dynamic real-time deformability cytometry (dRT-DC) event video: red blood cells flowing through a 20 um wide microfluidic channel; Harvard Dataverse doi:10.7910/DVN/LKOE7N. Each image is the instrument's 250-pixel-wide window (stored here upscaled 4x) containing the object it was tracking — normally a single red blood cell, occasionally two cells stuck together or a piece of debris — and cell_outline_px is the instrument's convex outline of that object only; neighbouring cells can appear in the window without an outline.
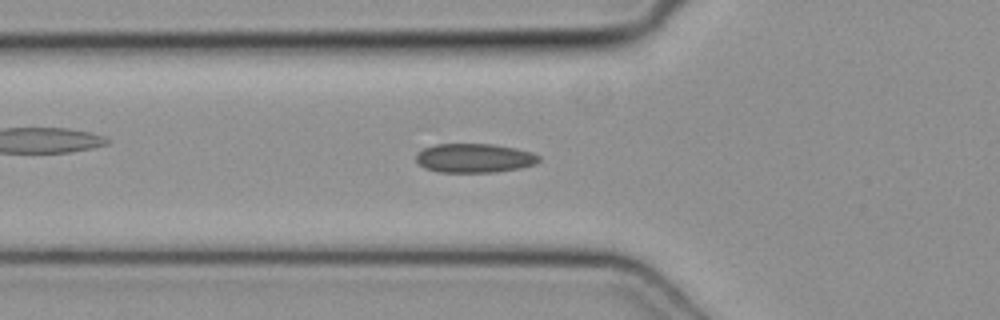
{"species": "common noctule bat (a hibernating species)", "species_latin": "Nyctalus noctula", "temperature_condition": "cold", "stored_images_in_passage": 37, "camera_frame_rate_fps": 3000, "um_per_image_px": 0.085, "animal": {"sex": "female", "body_mass_g": 19.3, "forearm_length_mm": 54.1}, "frame": {"image": 1, "passage_image": 9, "time_ms": 2.667, "image_size_px": [1000, 320], "cell_outline_px": [[540, 160], [536, 164], [520, 168], [496, 172], [436, 172], [424, 168], [416, 160], [416, 152], [424, 148], [436, 144], [492, 144], [516, 148], [532, 152], [540, 156]], "centroid_in_image_um": [40.32, 13.44], "position_along_channel_um": 85.5, "area_um2": 20.98}}
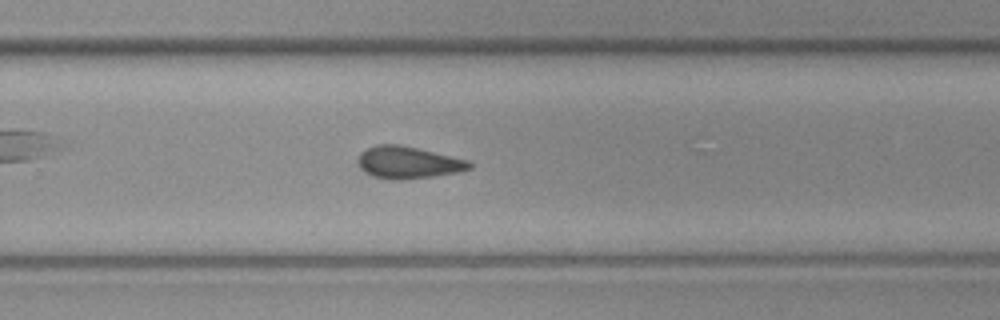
{"frame": {"image": 2, "passage_image": 24, "time_ms": 7.667, "image_size_px": [1000, 320], "cell_outline_px": [[472, 168], [456, 172], [432, 176], [404, 180], [392, 180], [372, 176], [364, 172], [360, 168], [360, 152], [376, 144], [400, 144], [468, 160], [472, 164]], "centroid_in_image_um": [34.68, 13.81], "position_along_channel_um": 295.1, "area_um2": 20.69}}
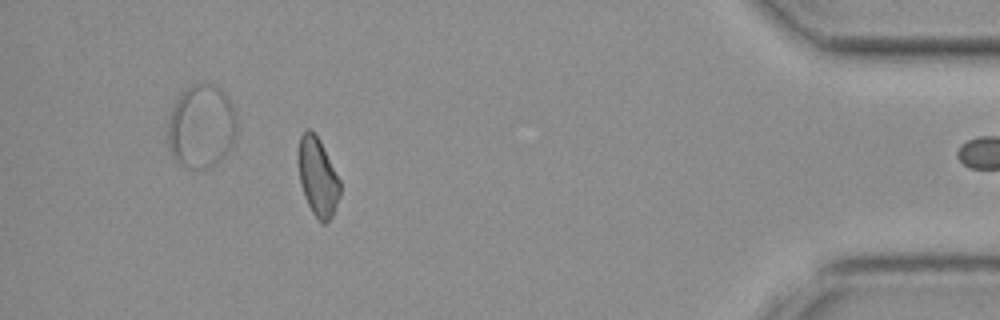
{"frame": {"image": 3, "passage_image": 36, "time_ms": 11.667, "image_size_px": [1000, 320], "cell_outline_px": [[340, 196], [332, 216], [324, 224], [312, 212], [304, 196], [300, 184], [296, 160], [300, 136], [304, 128], [308, 128], [320, 140], [340, 180]], "centroid_in_image_um": [26.97, 15.0], "position_along_channel_um": 408.2, "area_um2": 19.25}}